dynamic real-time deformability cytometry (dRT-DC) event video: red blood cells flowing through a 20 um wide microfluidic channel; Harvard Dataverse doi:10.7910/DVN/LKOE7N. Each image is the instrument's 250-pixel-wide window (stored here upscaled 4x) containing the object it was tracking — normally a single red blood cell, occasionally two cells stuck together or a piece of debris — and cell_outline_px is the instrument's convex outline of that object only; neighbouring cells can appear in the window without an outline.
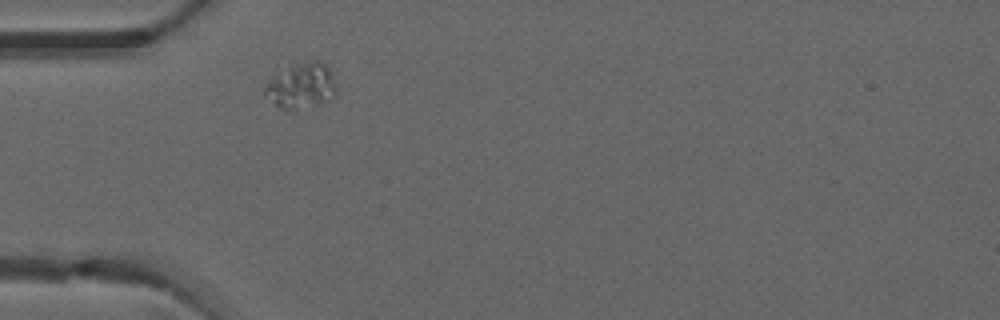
{"species": "common noctule bat (a hibernating species)", "species_latin": "Nyctalus noctula", "temperature_condition": "warm", "stored_images_in_passage": 1, "camera_frame_rate_fps": 3000, "um_per_image_px": 0.085, "animal": {"sex": "male", "forearm_length_mm": 52.5}, "frame": {"image": 1, "passage_image": 1, "time_ms": 0.0, "image_size_px": [1000, 320], "cell_outline_px": [[336, 96], [328, 100], [292, 108], [280, 108], [264, 96], [264, 84], [276, 64], [308, 60], [324, 60], [328, 64], [336, 84]], "centroid_in_image_um": [25.51, 7.13], "position_along_channel_um": 59.5, "area_um2": 20.11}}